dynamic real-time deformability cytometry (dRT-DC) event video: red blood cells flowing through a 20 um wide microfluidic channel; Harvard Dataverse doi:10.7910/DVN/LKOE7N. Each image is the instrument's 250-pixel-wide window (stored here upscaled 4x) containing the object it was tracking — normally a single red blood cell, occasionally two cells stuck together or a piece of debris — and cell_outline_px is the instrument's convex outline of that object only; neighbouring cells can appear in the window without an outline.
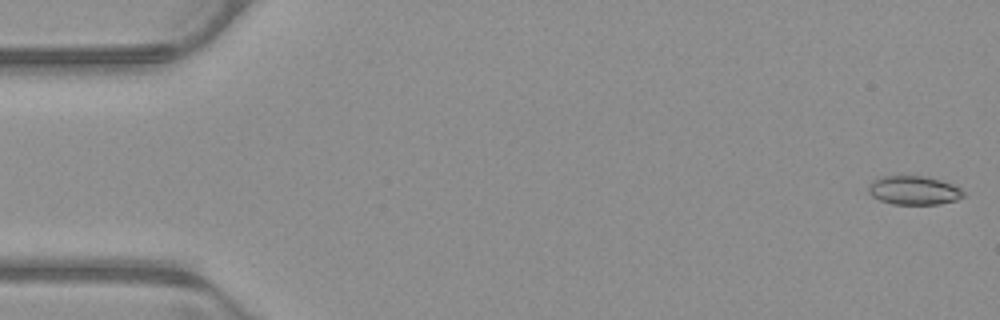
{"species": "common noctule bat (a hibernating species)", "species_latin": "Nyctalus noctula", "temperature_condition": "warm", "stored_images_in_passage": 53, "camera_frame_rate_fps": 3000, "um_per_image_px": 0.085, "animal": {"sex": "male", "body_mass_g": 23.1, "forearm_length_mm": 52.7}, "frame": {"image": 1, "passage_image": 1, "time_ms": 0.0, "image_size_px": [1000, 320], "cell_outline_px": [[964, 196], [956, 200], [940, 204], [892, 204], [880, 200], [872, 196], [868, 192], [868, 188], [872, 180], [880, 176], [924, 176], [940, 180], [952, 184], [960, 188], [964, 192]], "centroid_in_image_um": [77.66, 16.18], "position_along_channel_um": 7.3, "area_um2": 15.95}}
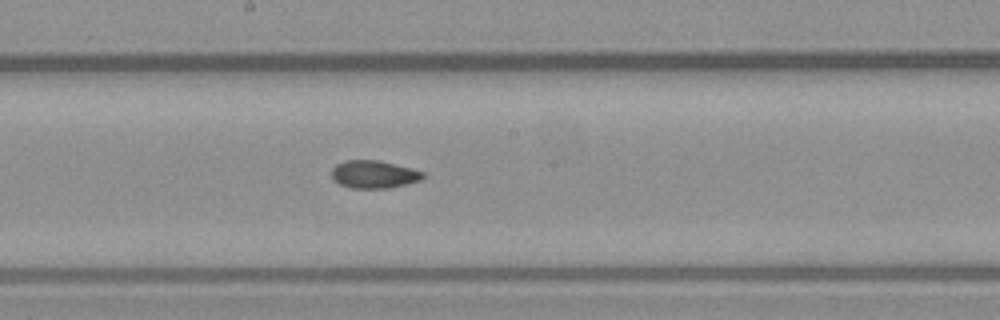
{"frame": {"image": 2, "passage_image": 28, "time_ms": 9.0, "image_size_px": [1000, 320], "cell_outline_px": [[424, 176], [420, 180], [388, 188], [352, 188], [340, 184], [332, 180], [332, 168], [336, 164], [344, 160], [376, 160], [412, 168], [424, 172]], "centroid_in_image_um": [31.74, 14.81], "position_along_channel_um": 216.5, "area_um2": 14.68}}
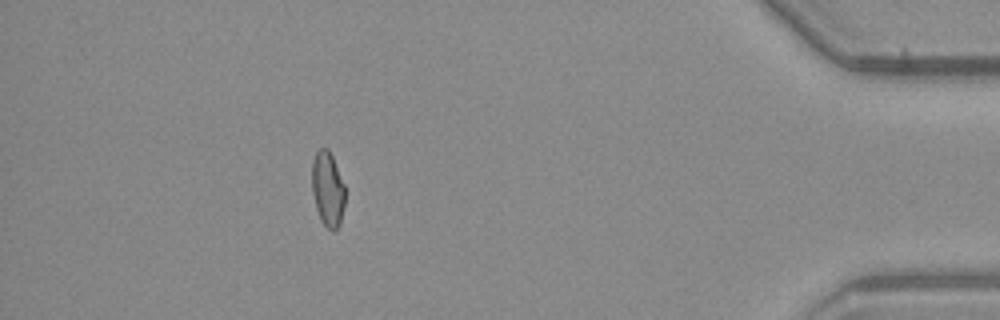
{"frame": {"image": 3, "passage_image": 47, "time_ms": 15.333, "image_size_px": [1000, 320], "cell_outline_px": [[344, 204], [340, 224], [332, 232], [320, 220], [316, 208], [312, 192], [312, 160], [316, 152], [320, 148], [328, 148], [332, 156], [344, 184]], "centroid_in_image_um": [27.84, 16.07], "position_along_channel_um": 407.4, "area_um2": 14.39}, "authors_computed_cell_mechanics": {"area_um2": 15.2592, "velocity_mm_per_s": 3.9273, "shape_relaxation_time_tau1_ms": null, "shape_relaxation_time_tau2_ms": 2.5616, "deformation_change_tau1": null, "deformation_change_tau2": 0.0768}}